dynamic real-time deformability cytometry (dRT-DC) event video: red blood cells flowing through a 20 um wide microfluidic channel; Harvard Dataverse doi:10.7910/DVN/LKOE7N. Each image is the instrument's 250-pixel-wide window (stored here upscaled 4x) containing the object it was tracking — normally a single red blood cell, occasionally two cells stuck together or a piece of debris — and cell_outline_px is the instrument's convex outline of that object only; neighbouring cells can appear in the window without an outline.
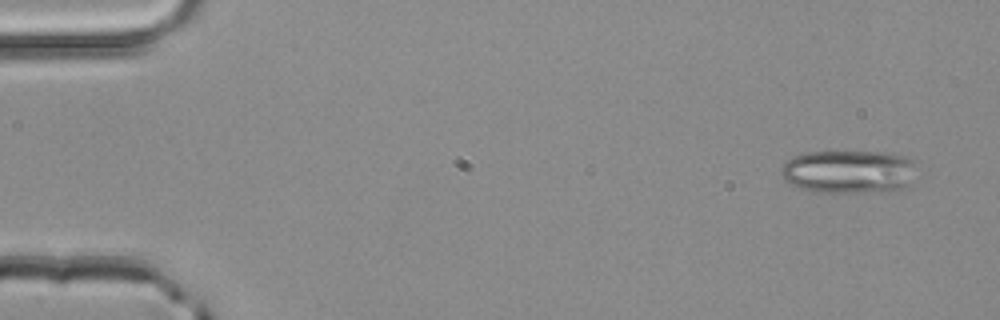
{"species": "common noctule bat (a hibernating species)", "species_latin": "Nyctalus noctula", "temperature_condition": "room temperature", "stored_images_in_passage": 2, "camera_frame_rate_fps": 3000, "um_per_image_px": 0.085, "animal": {"sex": "male", "body_mass_g": 20.4}, "frame": {"image": 1, "passage_image": 1, "time_ms": 0.0, "image_size_px": [1000, 320], "cell_outline_px": [[920, 180], [896, 192], [812, 192], [792, 184], [784, 180], [780, 172], [780, 168], [792, 156], [804, 152], [892, 152], [904, 156], [912, 160]], "centroid_in_image_um": [72.25, 14.61], "position_along_channel_um": 12.7, "area_um2": 35.2}}